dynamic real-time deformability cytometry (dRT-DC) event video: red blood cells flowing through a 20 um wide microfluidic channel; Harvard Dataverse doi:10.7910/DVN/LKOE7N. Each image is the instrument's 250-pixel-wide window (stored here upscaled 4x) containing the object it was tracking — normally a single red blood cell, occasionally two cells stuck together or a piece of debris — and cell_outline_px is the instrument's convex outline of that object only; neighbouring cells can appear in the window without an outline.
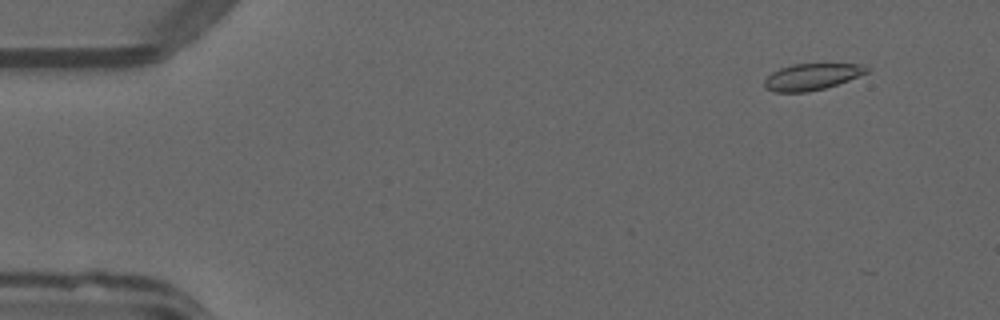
{"species": "common noctule bat (a hibernating species)", "species_latin": "Nyctalus noctula", "temperature_condition": "warm", "stored_images_in_passage": 4, "camera_frame_rate_fps": 3000, "um_per_image_px": 0.085, "animal": {"sex": "male", "forearm_length_mm": 52.5}, "frame": {"image": 1, "passage_image": 2, "time_ms": 0.333, "image_size_px": [1000, 320], "cell_outline_px": [[868, 72], [848, 80], [824, 88], [808, 92], [776, 92], [764, 88], [764, 80], [772, 72], [780, 68], [792, 64], [860, 64], [868, 68]], "centroid_in_image_um": [68.95, 6.53], "position_along_channel_um": 16.0, "area_um2": 15.61}}